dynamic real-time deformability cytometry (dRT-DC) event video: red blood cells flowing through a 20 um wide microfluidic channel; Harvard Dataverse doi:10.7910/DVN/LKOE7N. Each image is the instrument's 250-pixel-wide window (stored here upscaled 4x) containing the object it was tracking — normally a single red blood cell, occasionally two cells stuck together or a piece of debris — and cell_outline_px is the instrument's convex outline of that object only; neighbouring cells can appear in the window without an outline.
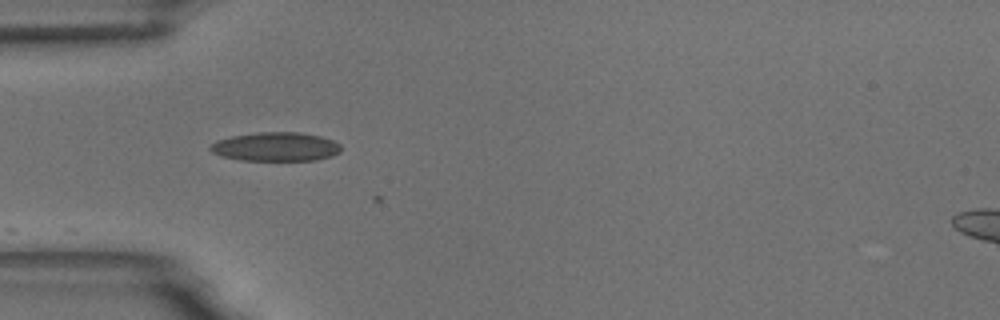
{"species": "common noctule bat (a hibernating species)", "species_latin": "Nyctalus noctula", "temperature_condition": "room temperature", "stored_images_in_passage": 3, "camera_frame_rate_fps": 3000, "um_per_image_px": 0.085, "animal": {"sex": "male", "body_mass_g": 18.8}, "frame": {"image": 1, "passage_image": 1, "time_ms": 0.0, "image_size_px": [1000, 320], "cell_outline_px": [[340, 152], [332, 156], [316, 160], [240, 160], [220, 156], [212, 152], [208, 148], [216, 140], [232, 136], [260, 132], [300, 132], [320, 136], [332, 140], [340, 144]], "centroid_in_image_um": [23.43, 12.47], "position_along_channel_um": 61.6, "area_um2": 22.02}}